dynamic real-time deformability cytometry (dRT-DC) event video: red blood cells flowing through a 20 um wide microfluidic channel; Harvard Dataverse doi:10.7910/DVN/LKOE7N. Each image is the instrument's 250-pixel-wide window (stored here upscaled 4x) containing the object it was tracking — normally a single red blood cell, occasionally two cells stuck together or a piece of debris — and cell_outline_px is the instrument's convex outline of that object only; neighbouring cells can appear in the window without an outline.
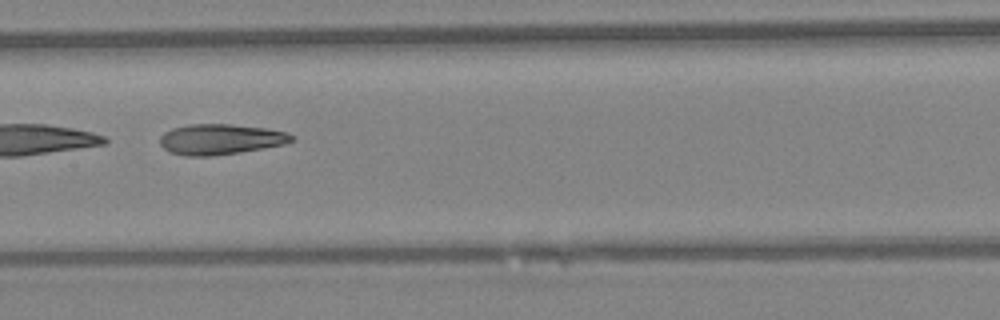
{"species": "Egyptian fruit bat (a non-hibernating species)", "species_latin": "Rousettus aegyptiacus", "temperature_condition": "warm", "stored_images_in_passage": 29, "camera_frame_rate_fps": 3000, "um_per_image_px": 0.085, "animal": {"sex": "female"}, "frame": {"image": 1, "passage_image": 13, "time_ms": 4.0, "image_size_px": [1000, 320], "cell_outline_px": [[296, 140], [284, 144], [240, 152], [212, 156], [184, 156], [168, 152], [160, 144], [160, 136], [164, 132], [172, 128], [188, 124], [228, 124], [268, 128], [288, 132], [296, 136]], "centroid_in_image_um": [18.75, 11.83], "position_along_channel_um": 188.6, "area_um2": 23.7}, "authors_computed_cell_mechanics": {"area_um2": 23.5824, "velocity_mm_per_s": 4.3343, "shape_relaxation_time_tau1_ms": null, "shape_relaxation_time_tau2_ms": 2.9787, "deformation_change_tau1": null, "deformation_change_tau2": 0.1271}}